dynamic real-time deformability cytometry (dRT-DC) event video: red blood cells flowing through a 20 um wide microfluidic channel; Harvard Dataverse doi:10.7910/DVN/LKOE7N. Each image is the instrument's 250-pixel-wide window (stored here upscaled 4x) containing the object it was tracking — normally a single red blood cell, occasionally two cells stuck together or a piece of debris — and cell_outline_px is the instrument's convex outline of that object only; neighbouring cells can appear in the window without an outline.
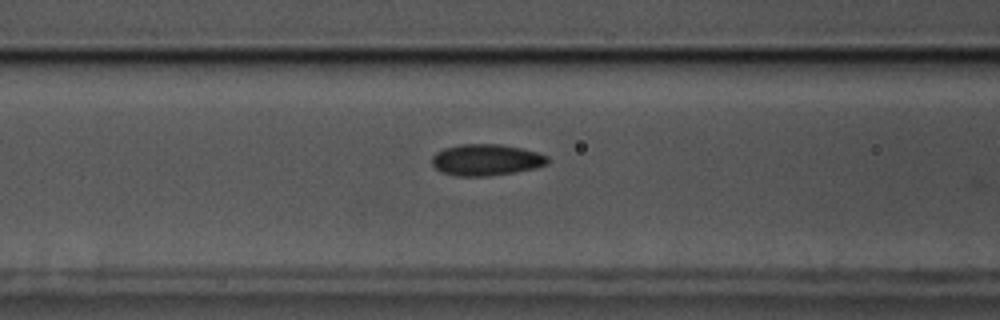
{"species": "common noctule bat (a hibernating species)", "species_latin": "Nyctalus noctula", "temperature_condition": "cold", "stored_images_in_passage": 36, "camera_frame_rate_fps": 3000, "um_per_image_px": 0.085, "animal": {"sex": "male", "body_mass_g": 17.5, "forearm_length_mm": 52.3}, "frame": {"image": 1, "passage_image": 10, "time_ms": 3.0, "image_size_px": [1000, 320], "cell_outline_px": [[548, 164], [536, 168], [488, 176], [456, 176], [440, 172], [432, 164], [432, 156], [436, 152], [444, 148], [460, 144], [500, 144], [520, 148], [536, 152], [548, 156]], "centroid_in_image_um": [41.3, 13.59], "position_along_channel_um": 125.3, "area_um2": 21.15}}
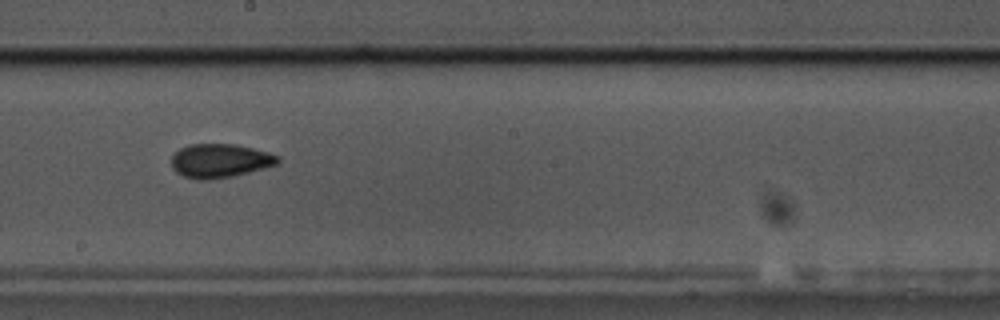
{"frame": {"image": 2, "passage_image": 19, "time_ms": 6.0, "image_size_px": [1000, 320], "cell_outline_px": [[280, 160], [276, 164], [264, 168], [232, 176], [208, 180], [200, 180], [184, 176], [176, 172], [172, 168], [172, 156], [180, 148], [188, 144], [236, 144], [268, 152], [280, 156]], "centroid_in_image_um": [18.69, 13.66], "position_along_channel_um": 229.5, "area_um2": 20.92}}
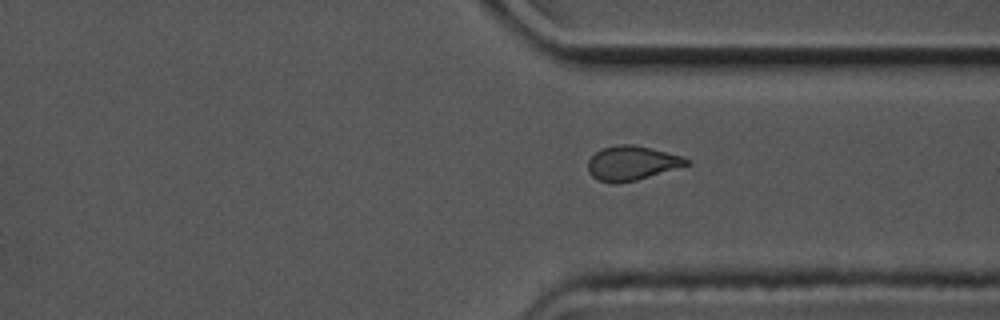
{"frame": {"image": 3, "passage_image": 30, "time_ms": 9.667, "image_size_px": [1000, 320], "cell_outline_px": [[692, 164], [636, 180], [616, 184], [612, 184], [600, 180], [592, 176], [588, 172], [588, 160], [600, 148], [620, 144], [632, 144], [652, 148], [680, 156], [688, 160]], "centroid_in_image_um": [53.68, 13.86], "position_along_channel_um": 357.7, "area_um2": 19.71}, "authors_computed_cell_mechanics": {"area_um2": 20.1144, "velocity_mm_per_s": 3.4873, "shape_relaxation_time_tau1_ms": 8.1424, "shape_relaxation_time_tau2_ms": 3.0627, "deformation_change_tau1": 0.145, "deformation_change_tau2": 0.0815}}